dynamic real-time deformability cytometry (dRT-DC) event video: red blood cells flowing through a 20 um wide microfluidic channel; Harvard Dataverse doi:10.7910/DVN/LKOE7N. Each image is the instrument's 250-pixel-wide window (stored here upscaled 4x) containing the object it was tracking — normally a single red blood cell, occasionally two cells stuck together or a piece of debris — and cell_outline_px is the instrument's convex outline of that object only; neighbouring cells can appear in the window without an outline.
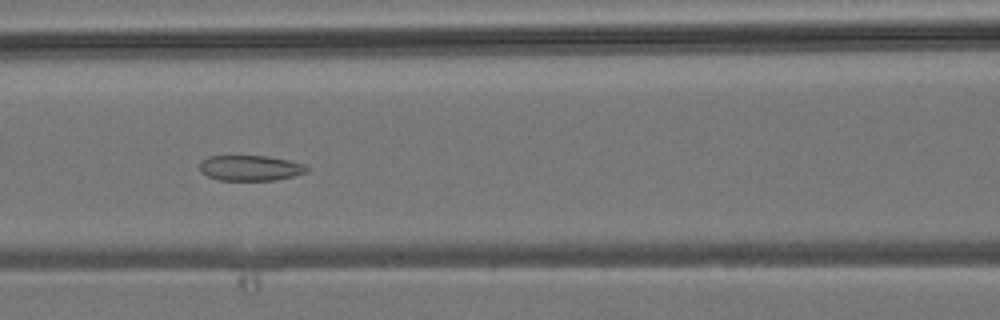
{"species": "common noctule bat (a hibernating species)", "species_latin": "Nyctalus noctula", "temperature_condition": "room temperature", "stored_images_in_passage": 13, "camera_frame_rate_fps": 3000, "um_per_image_px": 0.085, "animal": {"sex": "male", "body_mass_g": 19.2, "forearm_length_mm": 51.8}, "frame": {"image": 1, "passage_image": 10, "time_ms": 3.0, "image_size_px": [1000, 320], "cell_outline_px": [[308, 172], [276, 180], [220, 180], [208, 176], [200, 172], [200, 160], [208, 156], [268, 156], [288, 160], [304, 164], [308, 168]], "centroid_in_image_um": [21.26, 14.27], "position_along_channel_um": 145.3, "area_um2": 15.9}}